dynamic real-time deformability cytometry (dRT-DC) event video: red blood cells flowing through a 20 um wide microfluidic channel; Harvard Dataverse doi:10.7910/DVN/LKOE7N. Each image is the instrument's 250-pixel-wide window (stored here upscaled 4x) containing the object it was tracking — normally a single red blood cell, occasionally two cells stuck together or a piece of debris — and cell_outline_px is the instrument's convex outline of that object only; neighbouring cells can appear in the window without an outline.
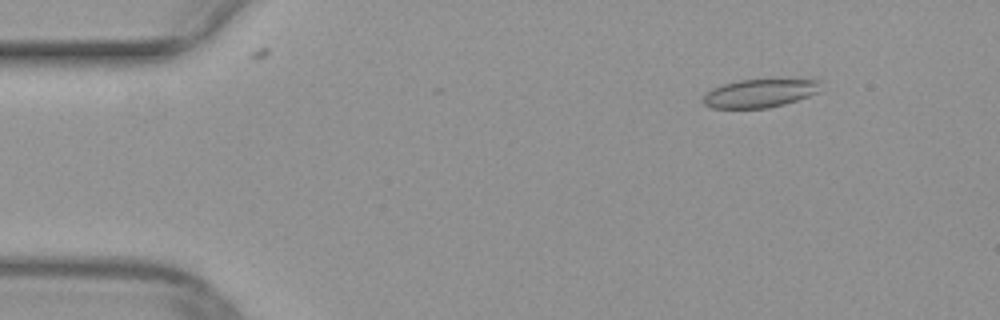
{"species": "common noctule bat (a hibernating species)", "species_latin": "Nyctalus noctula", "temperature_condition": "warm", "stored_images_in_passage": 46, "camera_frame_rate_fps": 3000, "um_per_image_px": 0.085, "animal": {"sex": "female", "body_mass_g": 29.2, "forearm_length_mm": 56.3}, "frame": {"image": 1, "passage_image": 1, "time_ms": 0.0, "image_size_px": [1000, 320], "cell_outline_px": [[824, 80], [820, 92], [784, 104], [768, 108], [712, 108], [704, 104], [700, 100], [712, 88], [724, 84], [740, 80]], "centroid_in_image_um": [64.6, 7.93], "position_along_channel_um": 20.4, "area_um2": 19.36}}
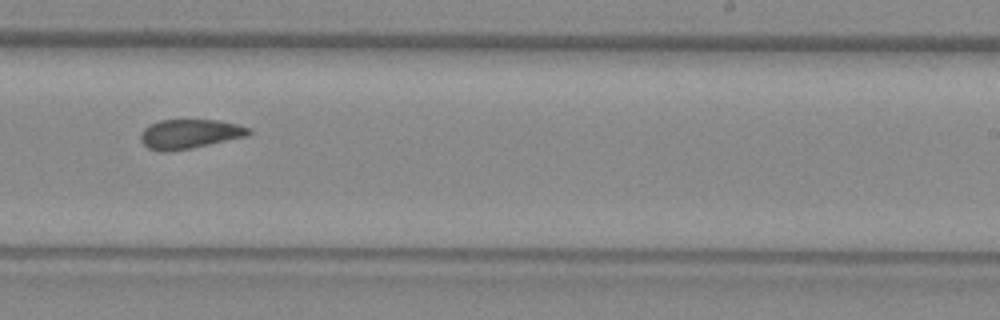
{"frame": {"image": 2, "passage_image": 26, "time_ms": 8.333, "image_size_px": [1000, 320], "cell_outline_px": [[252, 132], [248, 136], [192, 148], [164, 152], [160, 152], [148, 148], [140, 140], [140, 136], [144, 128], [148, 124], [160, 120], [216, 120], [236, 124], [248, 128]], "centroid_in_image_um": [16.09, 11.39], "position_along_channel_um": 272.9, "area_um2": 18.5}}
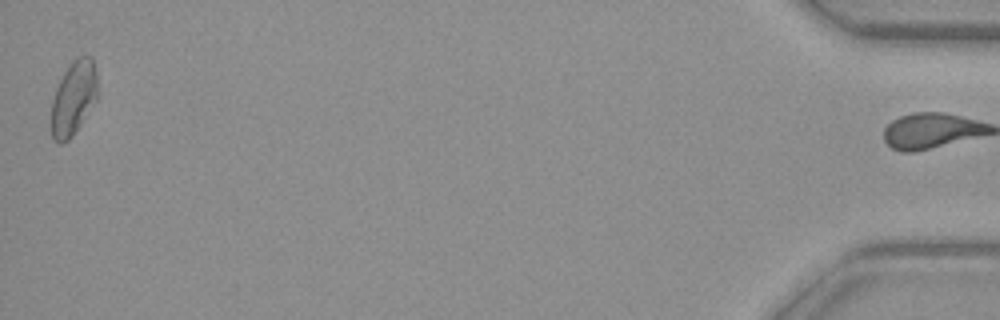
{"frame": {"image": 3, "passage_image": 45, "time_ms": 14.667, "image_size_px": [1000, 320], "cell_outline_px": [[96, 100], [72, 136], [68, 140], [60, 144], [56, 144], [52, 140], [48, 124], [52, 100], [56, 88], [64, 72], [72, 60], [76, 56], [92, 56], [96, 72]], "centroid_in_image_um": [6.18, 8.38], "position_along_channel_um": 429.0, "area_um2": 20.35}}